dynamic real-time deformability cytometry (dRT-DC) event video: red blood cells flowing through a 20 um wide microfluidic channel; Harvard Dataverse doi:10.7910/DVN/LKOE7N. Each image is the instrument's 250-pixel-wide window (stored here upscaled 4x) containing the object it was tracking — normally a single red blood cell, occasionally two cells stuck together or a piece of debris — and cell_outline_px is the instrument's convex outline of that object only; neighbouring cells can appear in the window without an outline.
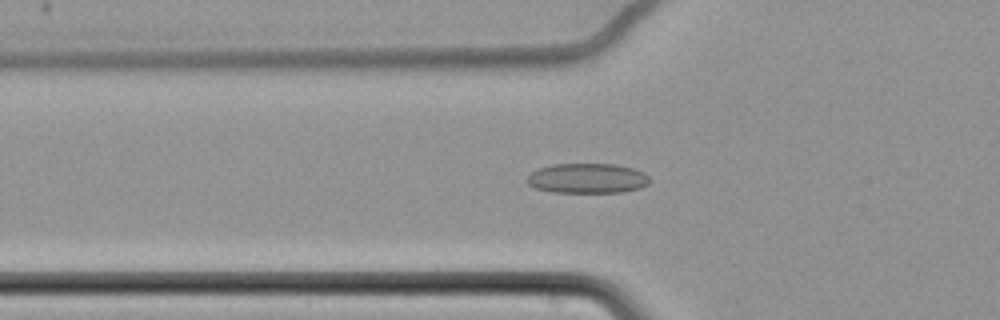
{"species": "common noctule bat (a hibernating species)", "species_latin": "Nyctalus noctula", "temperature_condition": "cold", "stored_images_in_passage": 64, "camera_frame_rate_fps": 3000, "um_per_image_px": 0.085, "animal": {"sex": "female", "body_mass_g": 22.7, "forearm_length_mm": 54.2}, "frame": {"image": 1, "passage_image": 25, "time_ms": 8.0, "image_size_px": [1000, 320], "cell_outline_px": [[652, 180], [648, 184], [640, 188], [620, 192], [552, 192], [536, 188], [528, 184], [524, 180], [532, 172], [540, 168], [552, 164], [616, 164], [632, 168], [644, 172]], "centroid_in_image_um": [49.93, 15.15], "position_along_channel_um": 75.9, "area_um2": 21.44}}
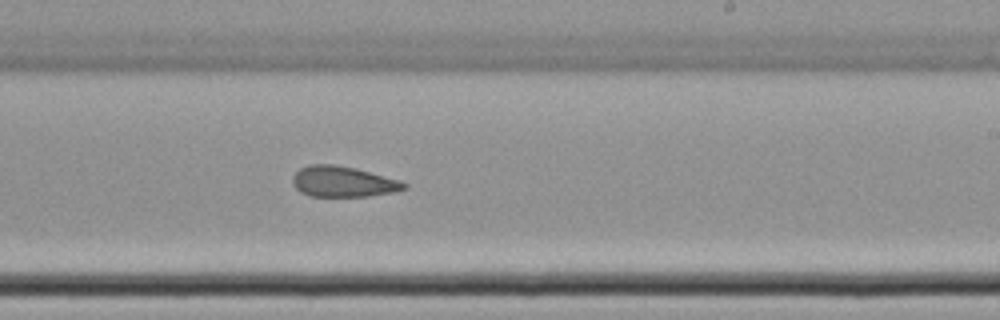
{"frame": {"image": 2, "passage_image": 41, "time_ms": 13.333, "image_size_px": [1000, 320], "cell_outline_px": [[408, 188], [392, 192], [368, 196], [308, 196], [300, 192], [292, 184], [292, 176], [300, 168], [308, 164], [332, 164], [356, 168], [400, 180], [408, 184]], "centroid_in_image_um": [29.14, 15.43], "position_along_channel_um": 259.9, "area_um2": 20.06}}
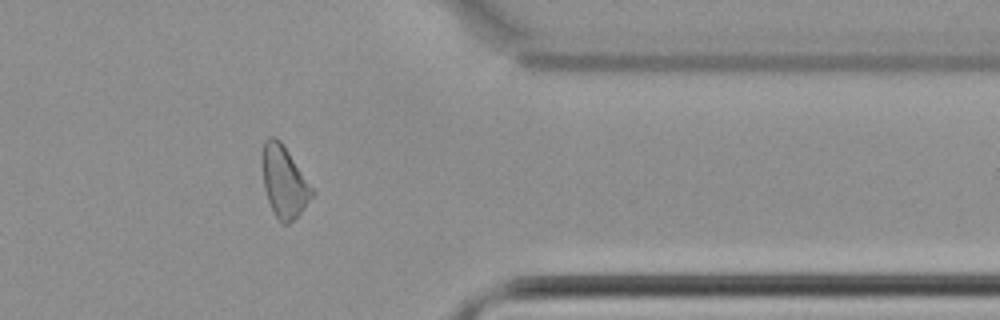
{"frame": {"image": 3, "passage_image": 53, "time_ms": 17.333, "image_size_px": [1000, 320], "cell_outline_px": [[316, 192], [304, 208], [288, 224], [280, 224], [268, 200], [264, 188], [260, 160], [264, 140], [268, 136], [276, 136], [280, 140]], "centroid_in_image_um": [24.12, 15.41], "position_along_channel_um": 387.3, "area_um2": 20.92}, "authors_computed_cell_mechanics": {"area_um2": 21.5883, "velocity_mm_per_s": 3.4739, "shape_relaxation_time_tau1_ms": null, "shape_relaxation_time_tau2_ms": 4.345, "deformation_change_tau1": null, "deformation_change_tau2": 0.1107}}